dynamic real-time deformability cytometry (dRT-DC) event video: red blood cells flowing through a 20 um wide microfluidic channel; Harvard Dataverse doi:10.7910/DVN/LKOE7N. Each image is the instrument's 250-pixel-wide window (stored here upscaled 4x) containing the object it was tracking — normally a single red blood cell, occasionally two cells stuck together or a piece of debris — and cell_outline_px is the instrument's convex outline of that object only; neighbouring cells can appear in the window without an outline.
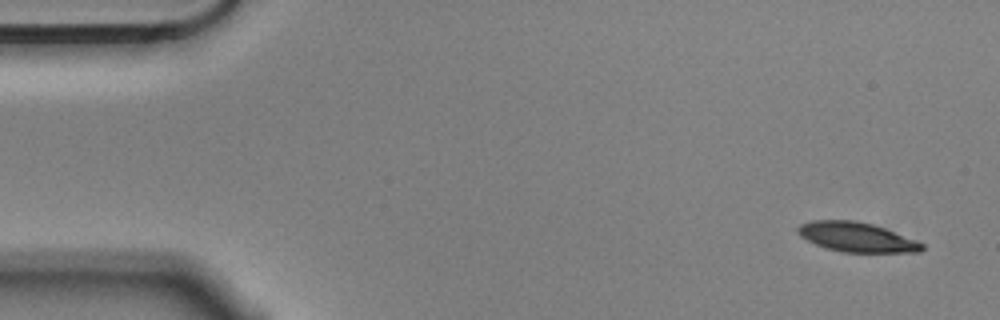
{"species": "Egyptian fruit bat (a non-hibernating species)", "species_latin": "Rousettus aegyptiacus", "temperature_condition": "cold", "stored_images_in_passage": 6, "camera_frame_rate_fps": 3000, "um_per_image_px": 0.085, "animal": {"sex": "male"}, "frame": {"image": 1, "passage_image": 1, "time_ms": 0.0, "image_size_px": [1000, 320], "cell_outline_px": [[924, 248], [920, 252], [840, 252], [824, 248], [800, 236], [796, 232], [796, 228], [800, 224], [812, 220], [856, 220], [872, 224], [884, 228], [924, 244]], "centroid_in_image_um": [72.76, 20.15], "position_along_channel_um": 12.2, "area_um2": 21.33}}
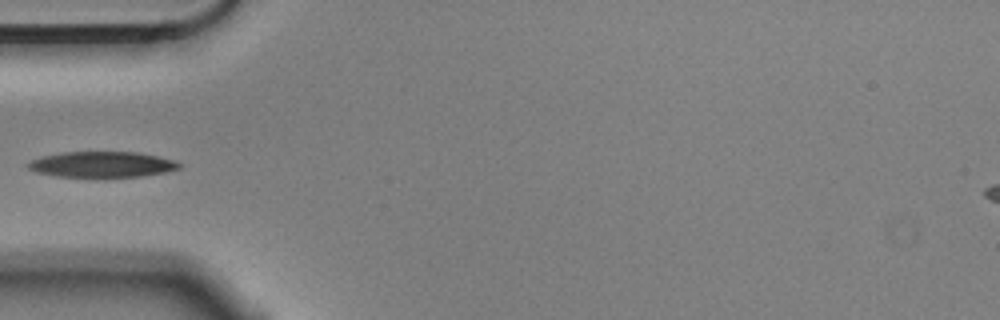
{"frame": {"image": 2, "passage_image": 5, "time_ms": 1.333, "image_size_px": [1000, 320], "cell_outline_px": [[184, 164], [180, 168], [164, 172], [144, 176], [96, 180], [56, 176], [36, 172], [28, 168], [28, 164], [32, 160], [40, 156], [64, 152], [136, 152], [176, 160]], "centroid_in_image_um": [8.69, 14.02], "position_along_channel_um": 76.3, "area_um2": 23.7}}
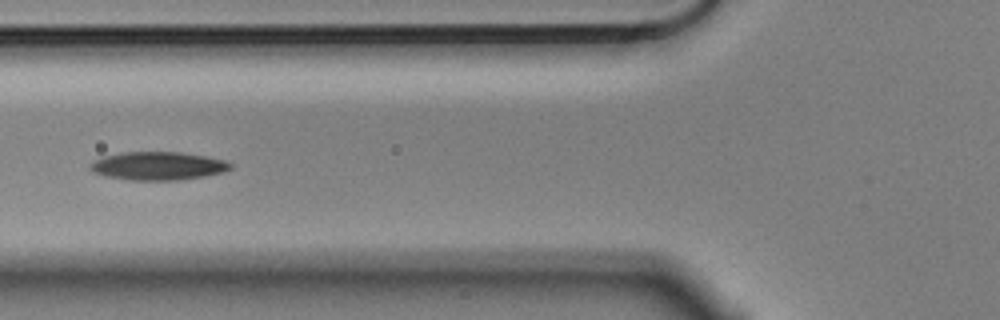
{"frame": {"image": 3, "passage_image": 6, "time_ms": 1.667, "image_size_px": [1000, 320], "cell_outline_px": [[232, 168], [224, 172], [204, 176], [180, 180], [128, 180], [104, 176], [92, 172], [88, 168], [92, 160], [104, 156], [120, 152], [180, 152], [204, 156], [224, 160], [232, 164]], "centroid_in_image_um": [13.38, 14.11], "position_along_channel_um": 112.4, "area_um2": 23.29}}